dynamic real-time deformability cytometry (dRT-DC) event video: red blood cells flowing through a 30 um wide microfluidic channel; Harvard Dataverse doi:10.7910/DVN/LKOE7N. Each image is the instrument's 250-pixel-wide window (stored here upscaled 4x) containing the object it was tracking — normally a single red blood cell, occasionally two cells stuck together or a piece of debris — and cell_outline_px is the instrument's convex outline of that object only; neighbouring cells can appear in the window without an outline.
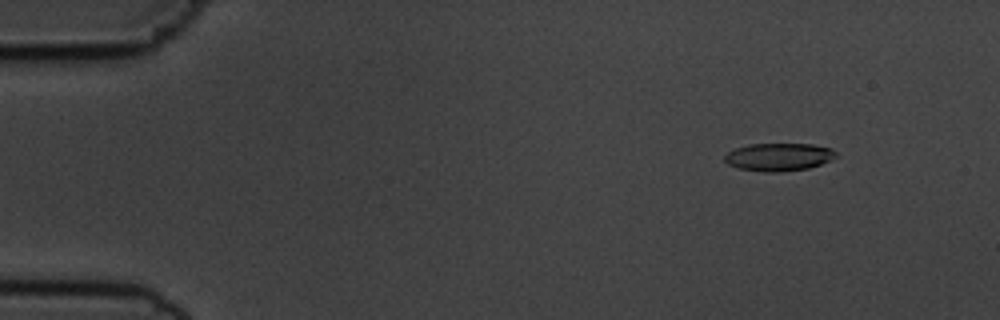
{"species": "common noctule bat (a hibernating species)", "species_latin": "Nyctalus noctula", "temperature_condition": "cold", "stored_images_in_passage": 56, "camera_frame_rate_fps": 3000, "um_per_image_px": 0.085, "animal": {"sex": "male", "body_mass_g": 19.5, "forearm_length_mm": 54.6}, "frame": {"image": 1, "passage_image": 7, "time_ms": 2.0, "image_size_px": [1000, 320], "cell_outline_px": [[836, 156], [820, 164], [808, 168], [780, 172], [764, 172], [740, 168], [728, 164], [724, 160], [724, 156], [728, 152], [736, 148], [748, 144], [812, 144], [832, 148], [836, 152]], "centroid_in_image_um": [66.18, 13.33], "position_along_channel_um": 18.8, "area_um2": 17.92}}
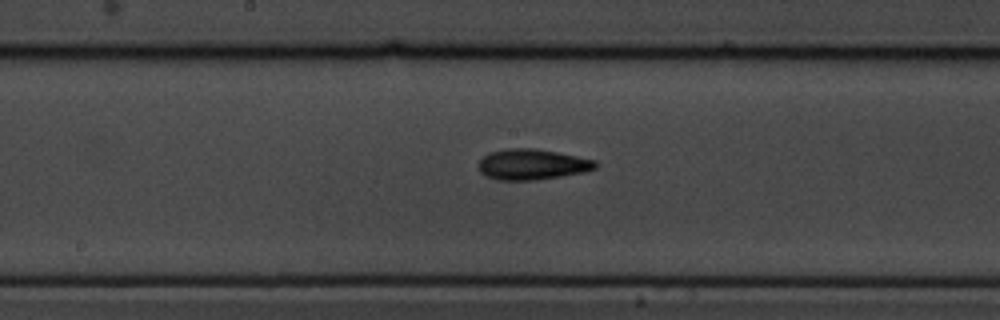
{"frame": {"image": 2, "passage_image": 30, "time_ms": 9.667, "image_size_px": [1000, 320], "cell_outline_px": [[596, 168], [584, 172], [536, 180], [496, 180], [480, 172], [480, 160], [488, 152], [504, 148], [532, 148], [556, 152], [596, 160]], "centroid_in_image_um": [45.21, 13.97], "position_along_channel_um": 203.0, "area_um2": 20.75}}
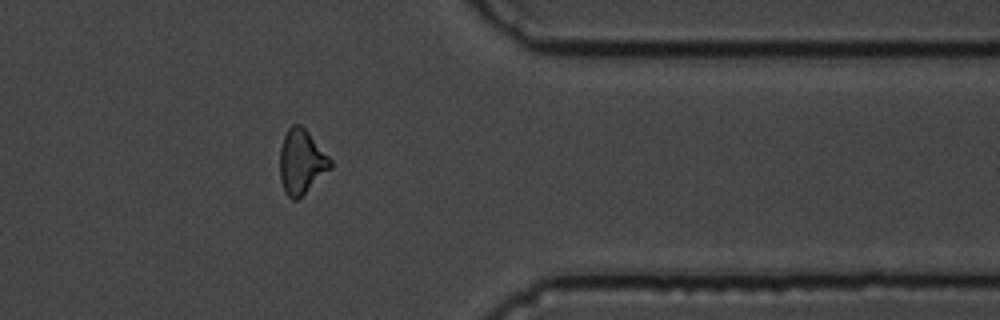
{"frame": {"image": 3, "passage_image": 46, "time_ms": 15.0, "image_size_px": [1000, 320], "cell_outline_px": [[332, 168], [296, 200], [292, 200], [284, 192], [280, 180], [280, 148], [284, 136], [288, 128], [292, 124], [300, 124], [308, 132], [332, 160]], "centroid_in_image_um": [25.61, 13.75], "position_along_channel_um": 385.8, "area_um2": 18.9}, "authors_computed_cell_mechanics": {"area_um2": 18.9584, "velocity_mm_per_s": 3.655, "shape_relaxation_time_tau1_ms": 4.5738, "shape_relaxation_time_tau2_ms": 4.0302, "deformation_change_tau1": 0.1214, "deformation_change_tau2": 0.1287}}